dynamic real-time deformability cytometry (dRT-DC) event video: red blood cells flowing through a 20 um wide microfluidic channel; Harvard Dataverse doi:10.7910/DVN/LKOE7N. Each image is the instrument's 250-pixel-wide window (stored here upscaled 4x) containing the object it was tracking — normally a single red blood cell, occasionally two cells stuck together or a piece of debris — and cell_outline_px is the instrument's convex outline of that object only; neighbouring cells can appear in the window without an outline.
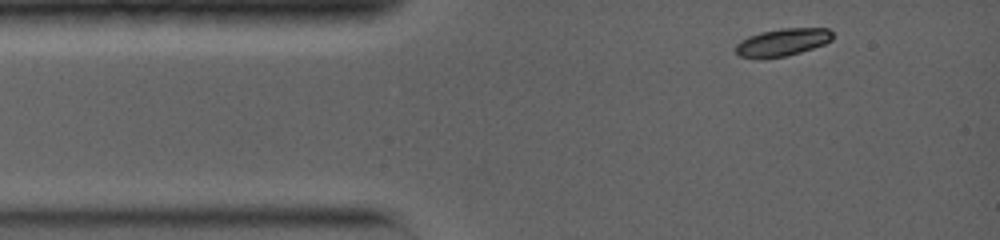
{"species": "common noctule bat (a hibernating species)", "species_latin": "Nyctalus noctula", "temperature_condition": "warm", "stored_images_in_passage": 12, "camera_frame_rate_fps": 5000, "um_per_image_px": 0.085, "animal": {"sex": "female", "body_mass_g": 19.0, "forearm_length_mm": 56.7}, "frame": {"image": 1, "passage_image": 1, "time_ms": 0.0, "image_size_px": [1000, 240], "cell_outline_px": [[832, 40], [824, 44], [800, 52], [784, 56], [740, 56], [736, 52], [736, 44], [740, 40], [748, 36], [760, 32], [780, 28], [828, 28], [832, 32]], "centroid_in_image_um": [66.54, 3.54], "position_along_channel_um": 18.5, "area_um2": 15.09}}
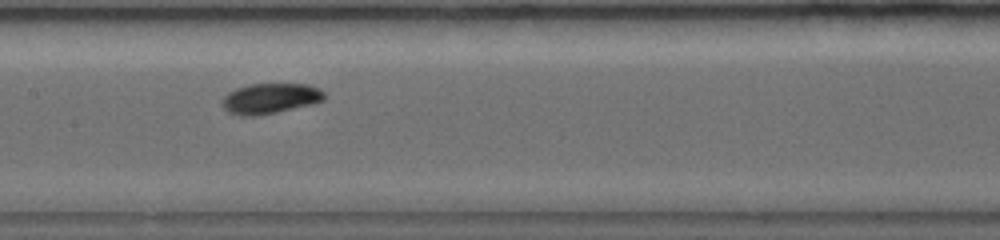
{"frame": {"image": 2, "passage_image": 6, "time_ms": 5.2, "image_size_px": [1000, 240], "cell_outline_px": [[324, 100], [316, 104], [256, 116], [240, 116], [228, 112], [224, 108], [224, 96], [228, 92], [236, 88], [248, 84], [308, 84], [320, 88], [324, 92]], "centroid_in_image_um": [23.01, 8.37], "position_along_channel_um": 184.4, "area_um2": 18.21}}
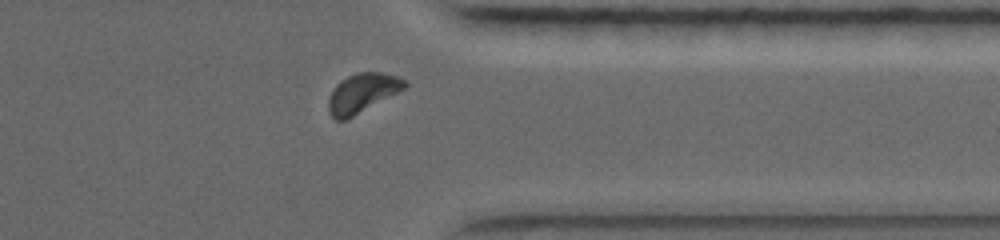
{"frame": {"image": 3, "passage_image": 11, "time_ms": 10.2, "image_size_px": [1000, 240], "cell_outline_px": [[408, 84], [404, 88], [352, 116], [344, 120], [336, 120], [328, 112], [328, 100], [336, 84], [340, 80], [356, 72], [380, 72], [396, 76], [404, 80]], "centroid_in_image_um": [30.75, 7.88], "position_along_channel_um": 380.7, "area_um2": 16.88}, "authors_computed_cell_mechanics": {"area_um2": 17.0799, "velocity_mm_per_s": 3.977, "shape_relaxation_time_tau1_ms": 2.1584, "shape_relaxation_time_tau2_ms": null, "deformation_change_tau1": 0.1034, "deformation_change_tau2": null}}